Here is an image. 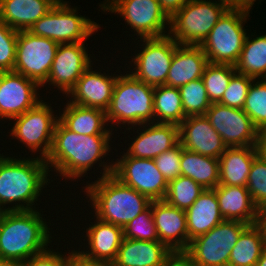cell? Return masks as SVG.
Returning <instances> with one entry per match:
<instances>
[{"mask_svg": "<svg viewBox=\"0 0 266 266\" xmlns=\"http://www.w3.org/2000/svg\"><path fill=\"white\" fill-rule=\"evenodd\" d=\"M107 3L101 4V9L104 12L119 13L137 36H140L141 41L143 38L168 35L164 29L165 25H170V18L162 10L158 0H107Z\"/></svg>", "mask_w": 266, "mask_h": 266, "instance_id": "obj_10", "label": "cell"}, {"mask_svg": "<svg viewBox=\"0 0 266 266\" xmlns=\"http://www.w3.org/2000/svg\"><path fill=\"white\" fill-rule=\"evenodd\" d=\"M155 123L180 125L185 119L179 88L167 85L154 87ZM158 120H157V119Z\"/></svg>", "mask_w": 266, "mask_h": 266, "instance_id": "obj_32", "label": "cell"}, {"mask_svg": "<svg viewBox=\"0 0 266 266\" xmlns=\"http://www.w3.org/2000/svg\"><path fill=\"white\" fill-rule=\"evenodd\" d=\"M58 46L49 38L19 31L13 71L36 81L41 87L49 76Z\"/></svg>", "mask_w": 266, "mask_h": 266, "instance_id": "obj_11", "label": "cell"}, {"mask_svg": "<svg viewBox=\"0 0 266 266\" xmlns=\"http://www.w3.org/2000/svg\"><path fill=\"white\" fill-rule=\"evenodd\" d=\"M63 256L49 249L30 257L21 266H67V257Z\"/></svg>", "mask_w": 266, "mask_h": 266, "instance_id": "obj_43", "label": "cell"}, {"mask_svg": "<svg viewBox=\"0 0 266 266\" xmlns=\"http://www.w3.org/2000/svg\"><path fill=\"white\" fill-rule=\"evenodd\" d=\"M63 0H3L0 20L16 31H29L33 24Z\"/></svg>", "mask_w": 266, "mask_h": 266, "instance_id": "obj_25", "label": "cell"}, {"mask_svg": "<svg viewBox=\"0 0 266 266\" xmlns=\"http://www.w3.org/2000/svg\"><path fill=\"white\" fill-rule=\"evenodd\" d=\"M234 65L208 63L201 77L211 103H218L236 73Z\"/></svg>", "mask_w": 266, "mask_h": 266, "instance_id": "obj_35", "label": "cell"}, {"mask_svg": "<svg viewBox=\"0 0 266 266\" xmlns=\"http://www.w3.org/2000/svg\"><path fill=\"white\" fill-rule=\"evenodd\" d=\"M255 205L266 207V161L258 155L254 158L246 185Z\"/></svg>", "mask_w": 266, "mask_h": 266, "instance_id": "obj_39", "label": "cell"}, {"mask_svg": "<svg viewBox=\"0 0 266 266\" xmlns=\"http://www.w3.org/2000/svg\"><path fill=\"white\" fill-rule=\"evenodd\" d=\"M77 8H71L61 1L29 29L33 35L49 38L58 44L84 42L100 26L84 16L76 14Z\"/></svg>", "mask_w": 266, "mask_h": 266, "instance_id": "obj_8", "label": "cell"}, {"mask_svg": "<svg viewBox=\"0 0 266 266\" xmlns=\"http://www.w3.org/2000/svg\"><path fill=\"white\" fill-rule=\"evenodd\" d=\"M205 116L228 148L256 145L259 130L243 109L212 103Z\"/></svg>", "mask_w": 266, "mask_h": 266, "instance_id": "obj_15", "label": "cell"}, {"mask_svg": "<svg viewBox=\"0 0 266 266\" xmlns=\"http://www.w3.org/2000/svg\"><path fill=\"white\" fill-rule=\"evenodd\" d=\"M257 155L266 161V129L258 131V137L256 141Z\"/></svg>", "mask_w": 266, "mask_h": 266, "instance_id": "obj_48", "label": "cell"}, {"mask_svg": "<svg viewBox=\"0 0 266 266\" xmlns=\"http://www.w3.org/2000/svg\"><path fill=\"white\" fill-rule=\"evenodd\" d=\"M85 42L59 44L52 67L45 83L53 84L68 94L82 74L91 66Z\"/></svg>", "mask_w": 266, "mask_h": 266, "instance_id": "obj_17", "label": "cell"}, {"mask_svg": "<svg viewBox=\"0 0 266 266\" xmlns=\"http://www.w3.org/2000/svg\"><path fill=\"white\" fill-rule=\"evenodd\" d=\"M5 211H6V206L5 209L0 206V218L3 216Z\"/></svg>", "mask_w": 266, "mask_h": 266, "instance_id": "obj_52", "label": "cell"}, {"mask_svg": "<svg viewBox=\"0 0 266 266\" xmlns=\"http://www.w3.org/2000/svg\"><path fill=\"white\" fill-rule=\"evenodd\" d=\"M247 226L240 221L224 220L191 240L185 252L197 266H228L231 250Z\"/></svg>", "mask_w": 266, "mask_h": 266, "instance_id": "obj_9", "label": "cell"}, {"mask_svg": "<svg viewBox=\"0 0 266 266\" xmlns=\"http://www.w3.org/2000/svg\"><path fill=\"white\" fill-rule=\"evenodd\" d=\"M237 73L255 80L266 79V35L253 38L246 36L242 51L234 65Z\"/></svg>", "mask_w": 266, "mask_h": 266, "instance_id": "obj_33", "label": "cell"}, {"mask_svg": "<svg viewBox=\"0 0 266 266\" xmlns=\"http://www.w3.org/2000/svg\"><path fill=\"white\" fill-rule=\"evenodd\" d=\"M50 172L43 158L14 159L0 154V206L13 202L24 204L8 207L6 211L33 210ZM40 192V193H39ZM26 205V206H25Z\"/></svg>", "mask_w": 266, "mask_h": 266, "instance_id": "obj_4", "label": "cell"}, {"mask_svg": "<svg viewBox=\"0 0 266 266\" xmlns=\"http://www.w3.org/2000/svg\"><path fill=\"white\" fill-rule=\"evenodd\" d=\"M255 266H266V247L264 248L259 260L255 264Z\"/></svg>", "mask_w": 266, "mask_h": 266, "instance_id": "obj_50", "label": "cell"}, {"mask_svg": "<svg viewBox=\"0 0 266 266\" xmlns=\"http://www.w3.org/2000/svg\"><path fill=\"white\" fill-rule=\"evenodd\" d=\"M208 63L200 46L179 45L175 49L165 85L179 88L200 79Z\"/></svg>", "mask_w": 266, "mask_h": 266, "instance_id": "obj_23", "label": "cell"}, {"mask_svg": "<svg viewBox=\"0 0 266 266\" xmlns=\"http://www.w3.org/2000/svg\"><path fill=\"white\" fill-rule=\"evenodd\" d=\"M247 16L249 12L240 9H227L223 13L200 45L209 63H237L247 36L243 28Z\"/></svg>", "mask_w": 266, "mask_h": 266, "instance_id": "obj_6", "label": "cell"}, {"mask_svg": "<svg viewBox=\"0 0 266 266\" xmlns=\"http://www.w3.org/2000/svg\"><path fill=\"white\" fill-rule=\"evenodd\" d=\"M149 124V125H148ZM134 139L126 154L141 159H154L179 143V126L176 124L148 123ZM152 124V125H151Z\"/></svg>", "mask_w": 266, "mask_h": 266, "instance_id": "obj_21", "label": "cell"}, {"mask_svg": "<svg viewBox=\"0 0 266 266\" xmlns=\"http://www.w3.org/2000/svg\"><path fill=\"white\" fill-rule=\"evenodd\" d=\"M96 221L86 229L90 251L81 253L91 259L114 262L124 238L123 228L100 219Z\"/></svg>", "mask_w": 266, "mask_h": 266, "instance_id": "obj_27", "label": "cell"}, {"mask_svg": "<svg viewBox=\"0 0 266 266\" xmlns=\"http://www.w3.org/2000/svg\"><path fill=\"white\" fill-rule=\"evenodd\" d=\"M172 251L160 241L123 238L115 266H164Z\"/></svg>", "mask_w": 266, "mask_h": 266, "instance_id": "obj_24", "label": "cell"}, {"mask_svg": "<svg viewBox=\"0 0 266 266\" xmlns=\"http://www.w3.org/2000/svg\"><path fill=\"white\" fill-rule=\"evenodd\" d=\"M124 238L141 241H159L150 206L123 228Z\"/></svg>", "mask_w": 266, "mask_h": 266, "instance_id": "obj_38", "label": "cell"}, {"mask_svg": "<svg viewBox=\"0 0 266 266\" xmlns=\"http://www.w3.org/2000/svg\"><path fill=\"white\" fill-rule=\"evenodd\" d=\"M164 266H197L193 259L185 252L178 251L172 252L167 260L165 261Z\"/></svg>", "mask_w": 266, "mask_h": 266, "instance_id": "obj_45", "label": "cell"}, {"mask_svg": "<svg viewBox=\"0 0 266 266\" xmlns=\"http://www.w3.org/2000/svg\"><path fill=\"white\" fill-rule=\"evenodd\" d=\"M179 91L186 117L205 115L212 104L201 78L179 87Z\"/></svg>", "mask_w": 266, "mask_h": 266, "instance_id": "obj_36", "label": "cell"}, {"mask_svg": "<svg viewBox=\"0 0 266 266\" xmlns=\"http://www.w3.org/2000/svg\"><path fill=\"white\" fill-rule=\"evenodd\" d=\"M256 0H218V2L224 5L227 9H240L250 12L251 7Z\"/></svg>", "mask_w": 266, "mask_h": 266, "instance_id": "obj_47", "label": "cell"}, {"mask_svg": "<svg viewBox=\"0 0 266 266\" xmlns=\"http://www.w3.org/2000/svg\"><path fill=\"white\" fill-rule=\"evenodd\" d=\"M142 51L132 62L136 66L131 74L153 87L165 85L175 49L179 44L169 35L159 38H143ZM134 60V61H133Z\"/></svg>", "mask_w": 266, "mask_h": 266, "instance_id": "obj_14", "label": "cell"}, {"mask_svg": "<svg viewBox=\"0 0 266 266\" xmlns=\"http://www.w3.org/2000/svg\"><path fill=\"white\" fill-rule=\"evenodd\" d=\"M181 175L191 178L204 189L219 185V159L182 149Z\"/></svg>", "mask_w": 266, "mask_h": 266, "instance_id": "obj_30", "label": "cell"}, {"mask_svg": "<svg viewBox=\"0 0 266 266\" xmlns=\"http://www.w3.org/2000/svg\"><path fill=\"white\" fill-rule=\"evenodd\" d=\"M67 266H115V264L110 261L91 259L80 251H72L67 256Z\"/></svg>", "mask_w": 266, "mask_h": 266, "instance_id": "obj_44", "label": "cell"}, {"mask_svg": "<svg viewBox=\"0 0 266 266\" xmlns=\"http://www.w3.org/2000/svg\"><path fill=\"white\" fill-rule=\"evenodd\" d=\"M39 84L14 71L0 72V118L13 119L39 102Z\"/></svg>", "mask_w": 266, "mask_h": 266, "instance_id": "obj_16", "label": "cell"}, {"mask_svg": "<svg viewBox=\"0 0 266 266\" xmlns=\"http://www.w3.org/2000/svg\"><path fill=\"white\" fill-rule=\"evenodd\" d=\"M259 223L262 225V227L265 231V237H266V207H264L260 210Z\"/></svg>", "mask_w": 266, "mask_h": 266, "instance_id": "obj_49", "label": "cell"}, {"mask_svg": "<svg viewBox=\"0 0 266 266\" xmlns=\"http://www.w3.org/2000/svg\"><path fill=\"white\" fill-rule=\"evenodd\" d=\"M213 190L225 220L240 221L248 225L259 223L260 209L255 205L247 187L218 185Z\"/></svg>", "mask_w": 266, "mask_h": 266, "instance_id": "obj_22", "label": "cell"}, {"mask_svg": "<svg viewBox=\"0 0 266 266\" xmlns=\"http://www.w3.org/2000/svg\"><path fill=\"white\" fill-rule=\"evenodd\" d=\"M182 149L183 146L178 143L172 149L154 158L157 169L162 173L167 183L181 175L180 159L182 156Z\"/></svg>", "mask_w": 266, "mask_h": 266, "instance_id": "obj_42", "label": "cell"}, {"mask_svg": "<svg viewBox=\"0 0 266 266\" xmlns=\"http://www.w3.org/2000/svg\"><path fill=\"white\" fill-rule=\"evenodd\" d=\"M265 247L266 237L262 225H248L231 250L228 266H255Z\"/></svg>", "mask_w": 266, "mask_h": 266, "instance_id": "obj_31", "label": "cell"}, {"mask_svg": "<svg viewBox=\"0 0 266 266\" xmlns=\"http://www.w3.org/2000/svg\"><path fill=\"white\" fill-rule=\"evenodd\" d=\"M111 135L77 134L58 120L54 129L52 147L45 159L48 170L54 167L64 178L73 180L81 177L110 151Z\"/></svg>", "mask_w": 266, "mask_h": 266, "instance_id": "obj_1", "label": "cell"}, {"mask_svg": "<svg viewBox=\"0 0 266 266\" xmlns=\"http://www.w3.org/2000/svg\"><path fill=\"white\" fill-rule=\"evenodd\" d=\"M256 156L255 146L227 148L219 157V185L246 187Z\"/></svg>", "mask_w": 266, "mask_h": 266, "instance_id": "obj_28", "label": "cell"}, {"mask_svg": "<svg viewBox=\"0 0 266 266\" xmlns=\"http://www.w3.org/2000/svg\"><path fill=\"white\" fill-rule=\"evenodd\" d=\"M255 80L252 77L235 73L229 81L222 99L218 102L222 105L243 109L251 83Z\"/></svg>", "mask_w": 266, "mask_h": 266, "instance_id": "obj_40", "label": "cell"}, {"mask_svg": "<svg viewBox=\"0 0 266 266\" xmlns=\"http://www.w3.org/2000/svg\"><path fill=\"white\" fill-rule=\"evenodd\" d=\"M189 0H158L162 10L171 18L178 12Z\"/></svg>", "mask_w": 266, "mask_h": 266, "instance_id": "obj_46", "label": "cell"}, {"mask_svg": "<svg viewBox=\"0 0 266 266\" xmlns=\"http://www.w3.org/2000/svg\"><path fill=\"white\" fill-rule=\"evenodd\" d=\"M185 212L188 247L191 240L209 232L225 220L220 213L218 199L213 189H205Z\"/></svg>", "mask_w": 266, "mask_h": 266, "instance_id": "obj_26", "label": "cell"}, {"mask_svg": "<svg viewBox=\"0 0 266 266\" xmlns=\"http://www.w3.org/2000/svg\"><path fill=\"white\" fill-rule=\"evenodd\" d=\"M37 210L5 211L0 218V260L24 263L47 250L49 229Z\"/></svg>", "mask_w": 266, "mask_h": 266, "instance_id": "obj_3", "label": "cell"}, {"mask_svg": "<svg viewBox=\"0 0 266 266\" xmlns=\"http://www.w3.org/2000/svg\"><path fill=\"white\" fill-rule=\"evenodd\" d=\"M103 164L102 176L86 186L97 219L124 228L131 220L145 211L151 201L144 195L126 186L115 178L114 164Z\"/></svg>", "mask_w": 266, "mask_h": 266, "instance_id": "obj_2", "label": "cell"}, {"mask_svg": "<svg viewBox=\"0 0 266 266\" xmlns=\"http://www.w3.org/2000/svg\"><path fill=\"white\" fill-rule=\"evenodd\" d=\"M18 31L0 20V72L13 71Z\"/></svg>", "mask_w": 266, "mask_h": 266, "instance_id": "obj_41", "label": "cell"}, {"mask_svg": "<svg viewBox=\"0 0 266 266\" xmlns=\"http://www.w3.org/2000/svg\"><path fill=\"white\" fill-rule=\"evenodd\" d=\"M0 266H21V263L14 262V261H1Z\"/></svg>", "mask_w": 266, "mask_h": 266, "instance_id": "obj_51", "label": "cell"}, {"mask_svg": "<svg viewBox=\"0 0 266 266\" xmlns=\"http://www.w3.org/2000/svg\"><path fill=\"white\" fill-rule=\"evenodd\" d=\"M42 101L34 108L13 118L16 122L10 135L26 144L32 152L41 148L40 158L46 159L52 147L54 129L59 117H54L53 109Z\"/></svg>", "mask_w": 266, "mask_h": 266, "instance_id": "obj_13", "label": "cell"}, {"mask_svg": "<svg viewBox=\"0 0 266 266\" xmlns=\"http://www.w3.org/2000/svg\"><path fill=\"white\" fill-rule=\"evenodd\" d=\"M91 67L82 74L67 96L71 94V98L74 97L69 101L71 103L106 112L111 103L117 76L92 71Z\"/></svg>", "mask_w": 266, "mask_h": 266, "instance_id": "obj_20", "label": "cell"}, {"mask_svg": "<svg viewBox=\"0 0 266 266\" xmlns=\"http://www.w3.org/2000/svg\"><path fill=\"white\" fill-rule=\"evenodd\" d=\"M251 83L243 111L258 130L266 129V79Z\"/></svg>", "mask_w": 266, "mask_h": 266, "instance_id": "obj_37", "label": "cell"}, {"mask_svg": "<svg viewBox=\"0 0 266 266\" xmlns=\"http://www.w3.org/2000/svg\"><path fill=\"white\" fill-rule=\"evenodd\" d=\"M179 143L189 151L217 159L228 148L205 115L186 117L179 125Z\"/></svg>", "mask_w": 266, "mask_h": 266, "instance_id": "obj_18", "label": "cell"}, {"mask_svg": "<svg viewBox=\"0 0 266 266\" xmlns=\"http://www.w3.org/2000/svg\"><path fill=\"white\" fill-rule=\"evenodd\" d=\"M205 189L191 178L180 175L168 183L164 200L176 208L186 211Z\"/></svg>", "mask_w": 266, "mask_h": 266, "instance_id": "obj_34", "label": "cell"}, {"mask_svg": "<svg viewBox=\"0 0 266 266\" xmlns=\"http://www.w3.org/2000/svg\"><path fill=\"white\" fill-rule=\"evenodd\" d=\"M153 103V86L141 82L131 73L117 75L111 103L106 111L107 122L133 126L145 124L146 127L150 120L154 123Z\"/></svg>", "mask_w": 266, "mask_h": 266, "instance_id": "obj_5", "label": "cell"}, {"mask_svg": "<svg viewBox=\"0 0 266 266\" xmlns=\"http://www.w3.org/2000/svg\"><path fill=\"white\" fill-rule=\"evenodd\" d=\"M112 175L150 201L164 200L168 190V183L154 159L134 158L124 153L120 160L115 161Z\"/></svg>", "mask_w": 266, "mask_h": 266, "instance_id": "obj_12", "label": "cell"}, {"mask_svg": "<svg viewBox=\"0 0 266 266\" xmlns=\"http://www.w3.org/2000/svg\"><path fill=\"white\" fill-rule=\"evenodd\" d=\"M215 2L189 0L170 18L168 35L179 45L200 46L227 10L224 5Z\"/></svg>", "mask_w": 266, "mask_h": 266, "instance_id": "obj_7", "label": "cell"}, {"mask_svg": "<svg viewBox=\"0 0 266 266\" xmlns=\"http://www.w3.org/2000/svg\"><path fill=\"white\" fill-rule=\"evenodd\" d=\"M151 210L159 241L172 252L188 249L186 212L165 200L151 201Z\"/></svg>", "mask_w": 266, "mask_h": 266, "instance_id": "obj_19", "label": "cell"}, {"mask_svg": "<svg viewBox=\"0 0 266 266\" xmlns=\"http://www.w3.org/2000/svg\"><path fill=\"white\" fill-rule=\"evenodd\" d=\"M59 121L69 130L82 135L112 134L107 130L106 112L97 108L83 107L67 103Z\"/></svg>", "mask_w": 266, "mask_h": 266, "instance_id": "obj_29", "label": "cell"}]
</instances>
